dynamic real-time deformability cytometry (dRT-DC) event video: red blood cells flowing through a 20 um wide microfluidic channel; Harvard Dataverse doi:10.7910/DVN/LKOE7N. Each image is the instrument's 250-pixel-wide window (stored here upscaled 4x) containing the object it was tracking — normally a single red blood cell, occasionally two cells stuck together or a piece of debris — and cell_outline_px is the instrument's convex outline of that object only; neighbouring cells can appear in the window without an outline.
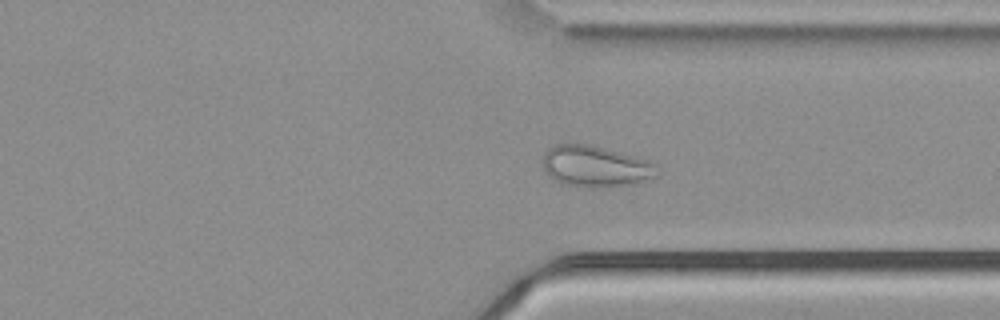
{"species": "common noctule bat (a hibernating species)", "species_latin": "Nyctalus noctula", "temperature_condition": "cold", "stored_images_in_passage": 57, "camera_frame_rate_fps": 3000, "um_per_image_px": 0.085, "animal": {"sex": "male", "body_mass_g": 21.5, "forearm_length_mm": 52.0}, "frame": {"image": 1, "passage_image": 43, "time_ms": 14.0, "image_size_px": [1000, 320], "cell_outline_px": [[660, 176], [632, 184], [592, 188], [560, 184], [548, 176], [544, 172], [544, 152], [552, 144], [588, 144], [636, 156], [648, 160], [656, 164], [660, 172]], "centroid_in_image_um": [50.63, 14.15], "position_along_channel_um": 360.8, "area_um2": 27.86}}
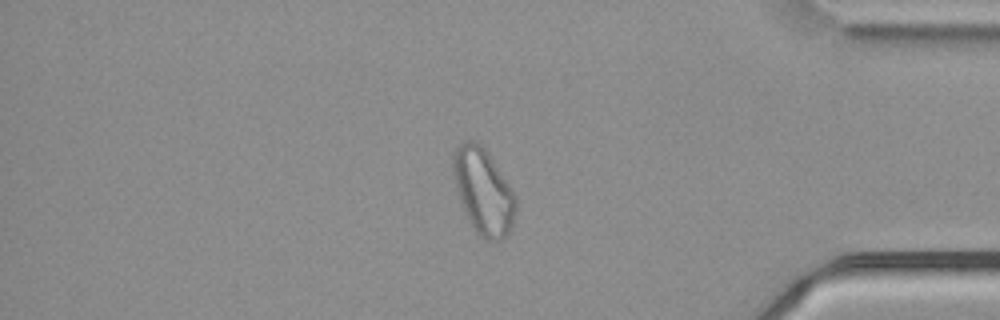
{"frame": {"image": 2, "passage_image": 48, "time_ms": 15.667, "image_size_px": [1000, 320], "cell_outline_px": [[516, 212], [512, 224], [508, 232], [500, 240], [488, 240], [480, 236], [476, 232], [468, 220], [460, 200], [456, 188], [452, 172], [452, 152], [464, 140], [476, 140], [484, 148], [516, 196]], "centroid_in_image_um": [41.05, 16.25], "position_along_channel_um": 394.1, "area_um2": 30.98}}
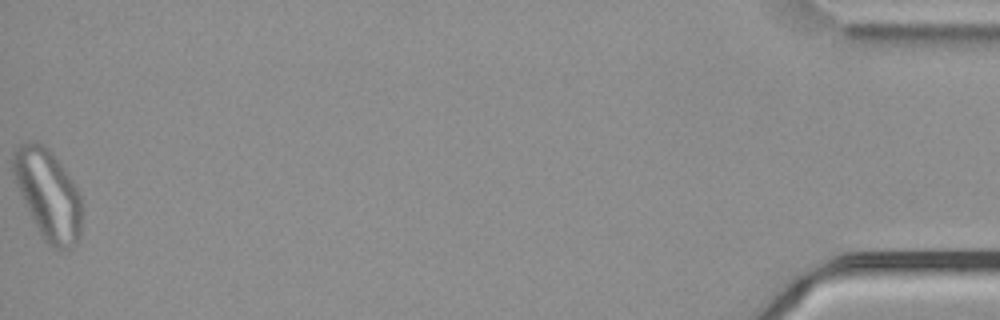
{"frame": {"image": 3, "passage_image": 57, "time_ms": 18.667, "image_size_px": [1000, 320], "cell_outline_px": [[80, 236], [68, 248], [52, 248], [44, 240], [32, 220], [16, 184], [12, 172], [12, 152], [20, 144], [32, 140], [40, 140], [52, 152], [72, 180], [80, 196]], "centroid_in_image_um": [4.03, 16.46], "position_along_channel_um": 431.2, "area_um2": 35.72}}